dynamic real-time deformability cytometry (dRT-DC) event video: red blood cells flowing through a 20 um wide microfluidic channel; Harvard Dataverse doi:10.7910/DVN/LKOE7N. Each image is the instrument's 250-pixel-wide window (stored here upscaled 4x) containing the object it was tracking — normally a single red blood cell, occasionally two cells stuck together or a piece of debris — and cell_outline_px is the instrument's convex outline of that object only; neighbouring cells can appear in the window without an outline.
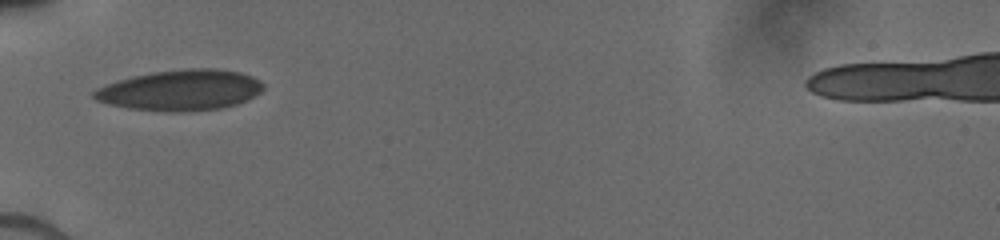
{"species": "human", "species_latin": "Homo sapiens", "temperature_condition": "cold", "stored_images_in_passage": 7, "camera_frame_rate_fps": 3000, "um_per_image_px": 0.085, "donor": {"sex": "male"}, "frame": {"image": 1, "passage_image": 1, "time_ms": 0.0, "image_size_px": [1000, 240], "cell_outline_px": [[264, 88], [260, 92], [236, 104], [220, 108], [184, 112], [164, 112], [128, 108], [108, 104], [96, 100], [92, 96], [92, 92], [96, 88], [116, 80], [132, 76], [152, 72], [188, 68], [216, 68], [240, 72], [252, 76], [260, 80], [264, 84]], "centroid_in_image_um": [15.31, 7.66], "position_along_channel_um": 69.7, "area_um2": 40.4}}
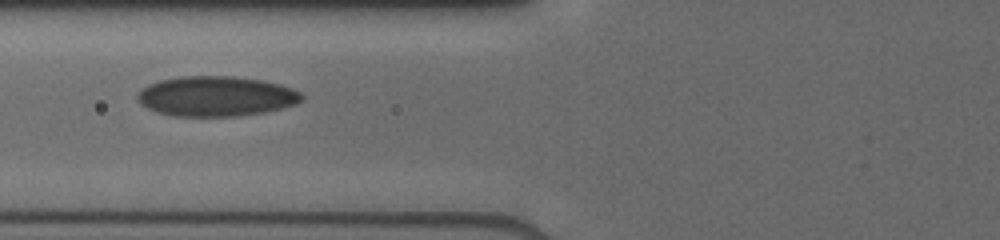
{"frame": {"image": 2, "passage_image": 3, "time_ms": 1.0, "image_size_px": [1000, 240], "cell_outline_px": [[304, 96], [296, 104], [264, 112], [236, 116], [172, 116], [156, 112], [140, 104], [136, 100], [136, 92], [140, 88], [148, 84], [160, 80], [180, 76], [232, 76], [260, 80], [280, 84], [292, 88], [300, 92]], "centroid_in_image_um": [18.3, 8.18], "position_along_channel_um": 107.5, "area_um2": 38.55}}
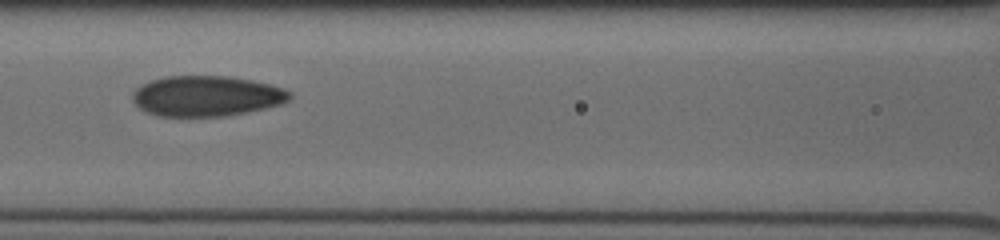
{"frame": {"image": 3, "passage_image": 5, "time_ms": 2.0, "image_size_px": [1000, 240], "cell_outline_px": [[292, 96], [288, 100], [280, 104], [264, 108], [224, 116], [156, 116], [140, 108], [132, 100], [132, 92], [136, 88], [152, 80], [168, 76], [228, 76], [252, 80], [284, 88], [292, 92]], "centroid_in_image_um": [17.55, 8.16], "position_along_channel_um": 149.0, "area_um2": 36.88}}